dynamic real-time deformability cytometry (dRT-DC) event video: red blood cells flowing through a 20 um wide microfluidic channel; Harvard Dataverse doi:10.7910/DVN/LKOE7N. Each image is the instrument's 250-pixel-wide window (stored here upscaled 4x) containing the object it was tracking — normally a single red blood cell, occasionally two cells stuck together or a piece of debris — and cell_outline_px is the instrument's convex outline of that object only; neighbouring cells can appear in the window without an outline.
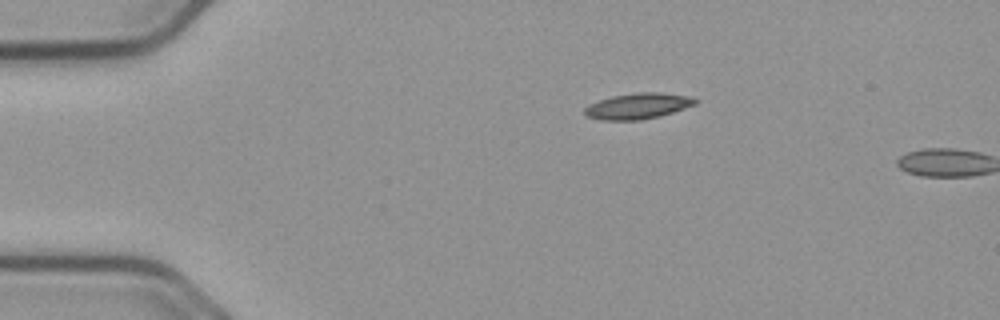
{"species": "common noctule bat (a hibernating species)", "species_latin": "Nyctalus noctula", "temperature_condition": "cold", "stored_images_in_passage": 3, "camera_frame_rate_fps": 3000, "um_per_image_px": 0.085, "animal": {"sex": "male", "body_mass_g": 23.1, "forearm_length_mm": 52.7}, "frame": {"image": 1, "passage_image": 1, "time_ms": 0.0, "image_size_px": [1000, 320], "cell_outline_px": [[696, 104], [660, 116], [640, 120], [600, 120], [588, 116], [584, 112], [584, 108], [600, 100], [612, 96], [640, 92], [660, 92], [688, 96], [696, 100]], "centroid_in_image_um": [54.22, 9.01], "position_along_channel_um": 30.8, "area_um2": 16.36}}